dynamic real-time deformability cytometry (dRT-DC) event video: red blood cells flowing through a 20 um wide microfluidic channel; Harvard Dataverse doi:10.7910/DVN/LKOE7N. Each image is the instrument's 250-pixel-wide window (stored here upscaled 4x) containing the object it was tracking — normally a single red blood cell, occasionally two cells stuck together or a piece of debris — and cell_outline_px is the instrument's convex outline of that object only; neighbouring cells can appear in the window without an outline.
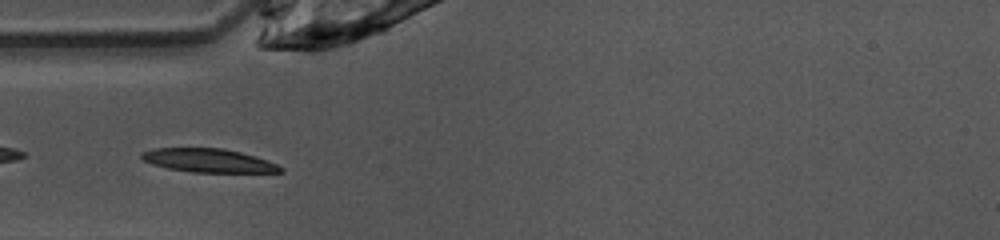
{"species": "common noctule bat (a hibernating species)", "species_latin": "Nyctalus noctula", "temperature_condition": "warm", "stored_images_in_passage": 38, "camera_frame_rate_fps": 3000, "um_per_image_px": 0.085, "animal": {"sex": "female", "body_mass_g": 10.0, "forearm_length_mm": 53.1}, "frame": {"image": 1, "passage_image": 3, "time_ms": 0.667, "image_size_px": [1000, 240], "cell_outline_px": [[284, 172], [192, 172], [168, 168], [152, 164], [144, 160], [140, 156], [140, 152], [152, 148], [224, 148], [256, 156], [276, 164], [284, 168]], "centroid_in_image_um": [17.7, 13.63], "position_along_channel_um": 67.3, "area_um2": 19.07}}
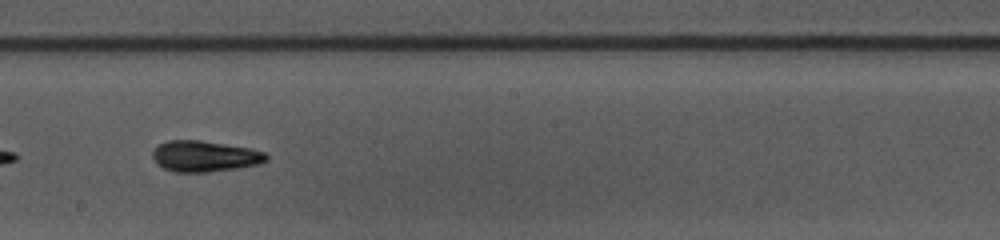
{"frame": {"image": 2, "passage_image": 15, "time_ms": 4.667, "image_size_px": [1000, 240], "cell_outline_px": [[268, 160], [260, 164], [236, 168], [208, 172], [176, 172], [164, 168], [156, 164], [152, 156], [152, 152], [160, 144], [168, 140], [200, 140], [252, 148], [264, 152], [268, 156]], "centroid_in_image_um": [17.41, 13.28], "position_along_channel_um": 230.8, "area_um2": 20.58}}
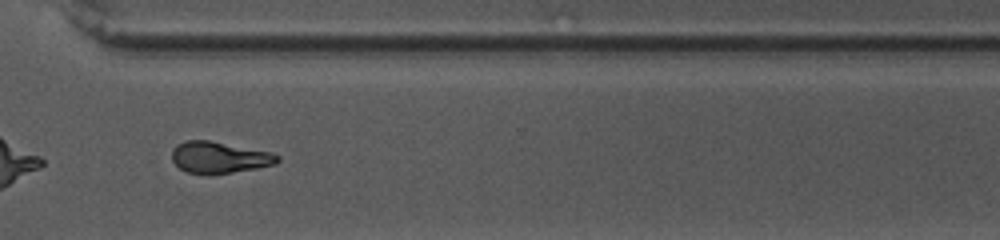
{"frame": {"image": 3, "passage_image": 24, "time_ms": 7.667, "image_size_px": [1000, 240], "cell_outline_px": [[280, 160], [276, 164], [256, 168], [232, 172], [188, 172], [180, 168], [172, 160], [172, 148], [176, 144], [188, 140], [208, 140], [272, 152], [280, 156]], "centroid_in_image_um": [18.66, 13.34], "position_along_channel_um": 351.9, "area_um2": 18.96}, "authors_computed_cell_mechanics": {"area_um2": 19.2763, "velocity_mm_per_s": 4.0521, "shape_relaxation_time_tau1_ms": 2.7126, "shape_relaxation_time_tau2_ms": 3.6376, "deformation_change_tau1": 0.1641, "deformation_change_tau2": 0.1258}}